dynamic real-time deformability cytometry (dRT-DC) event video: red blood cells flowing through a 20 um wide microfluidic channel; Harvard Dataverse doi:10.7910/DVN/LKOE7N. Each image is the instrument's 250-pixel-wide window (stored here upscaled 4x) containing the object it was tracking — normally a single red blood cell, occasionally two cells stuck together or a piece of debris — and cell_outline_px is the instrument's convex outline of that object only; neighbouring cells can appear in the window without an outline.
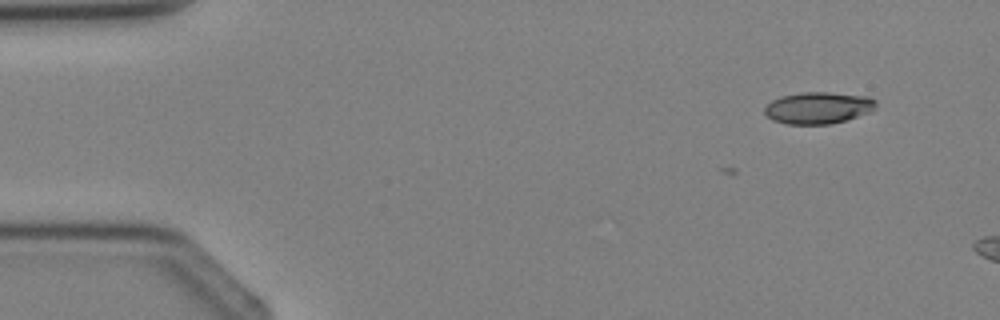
{"species": "Egyptian fruit bat (a non-hibernating species)", "species_latin": "Rousettus aegyptiacus", "temperature_condition": "cold", "stored_images_in_passage": 5, "camera_frame_rate_fps": 3000, "um_per_image_px": 0.085, "animal": {"sex": "female"}, "frame": {"image": 1, "passage_image": 2, "time_ms": 1.333, "image_size_px": [1000, 320], "cell_outline_px": [[876, 108], [872, 112], [832, 124], [784, 124], [772, 120], [764, 112], [764, 108], [772, 100], [780, 96], [800, 92], [828, 92], [868, 96], [876, 100]], "centroid_in_image_um": [69.56, 9.16], "position_along_channel_um": 15.4, "area_um2": 20.87}}